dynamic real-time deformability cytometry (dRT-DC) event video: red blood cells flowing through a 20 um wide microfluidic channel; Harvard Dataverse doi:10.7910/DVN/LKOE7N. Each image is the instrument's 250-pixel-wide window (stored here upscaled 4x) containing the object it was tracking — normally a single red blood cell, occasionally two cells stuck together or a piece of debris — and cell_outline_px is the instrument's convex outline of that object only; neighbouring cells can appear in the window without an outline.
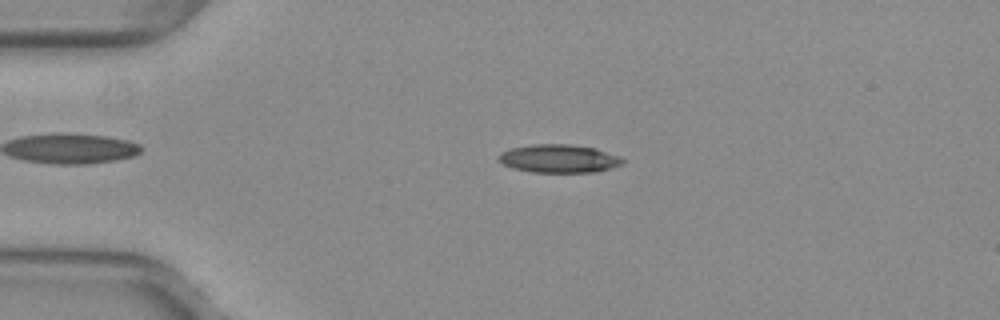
{"species": "common noctule bat (a hibernating species)", "species_latin": "Nyctalus noctula", "temperature_condition": "warm", "stored_images_in_passage": 52, "camera_frame_rate_fps": 3000, "um_per_image_px": 0.085, "animal": {"sex": "female", "body_mass_g": 29.2, "forearm_length_mm": 56.3}, "frame": {"image": 1, "passage_image": 12, "time_ms": 3.667, "image_size_px": [1000, 320], "cell_outline_px": [[624, 164], [592, 172], [532, 172], [512, 168], [504, 164], [496, 156], [500, 152], [512, 148], [532, 144], [572, 144], [596, 148], [616, 156], [624, 160]], "centroid_in_image_um": [47.46, 13.47], "position_along_channel_um": 37.5, "area_um2": 20.23}}
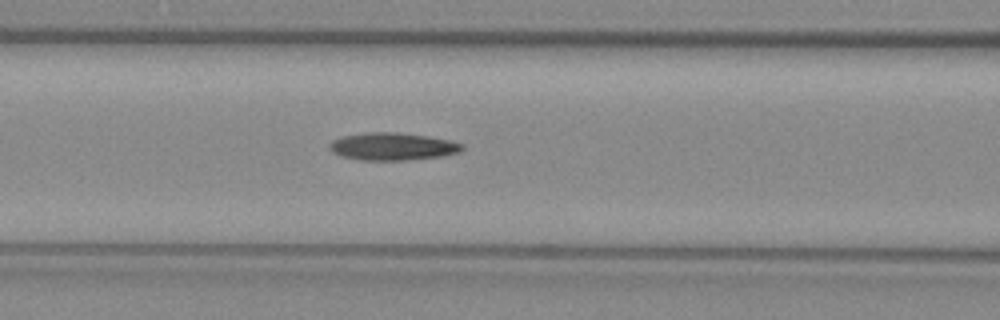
{"frame": {"image": 2, "passage_image": 22, "time_ms": 7.0, "image_size_px": [1000, 320], "cell_outline_px": [[464, 148], [460, 152], [444, 156], [408, 160], [360, 160], [340, 156], [332, 152], [328, 148], [328, 144], [332, 140], [344, 136], [368, 132], [392, 132], [428, 136], [452, 140], [464, 144]], "centroid_in_image_um": [33.38, 12.46], "position_along_channel_um": 133.2, "area_um2": 21.5}}
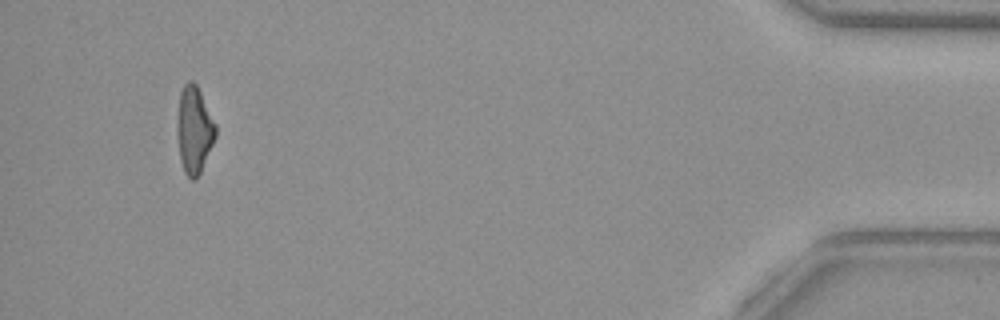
{"frame": {"image": 3, "passage_image": 49, "time_ms": 16.0, "image_size_px": [1000, 320], "cell_outline_px": [[216, 136], [200, 172], [196, 180], [192, 180], [184, 172], [180, 160], [176, 128], [176, 124], [180, 92], [184, 84], [188, 80], [192, 80], [196, 84], [216, 124]], "centroid_in_image_um": [16.48, 11.03], "position_along_channel_um": 418.7, "area_um2": 19.48}}